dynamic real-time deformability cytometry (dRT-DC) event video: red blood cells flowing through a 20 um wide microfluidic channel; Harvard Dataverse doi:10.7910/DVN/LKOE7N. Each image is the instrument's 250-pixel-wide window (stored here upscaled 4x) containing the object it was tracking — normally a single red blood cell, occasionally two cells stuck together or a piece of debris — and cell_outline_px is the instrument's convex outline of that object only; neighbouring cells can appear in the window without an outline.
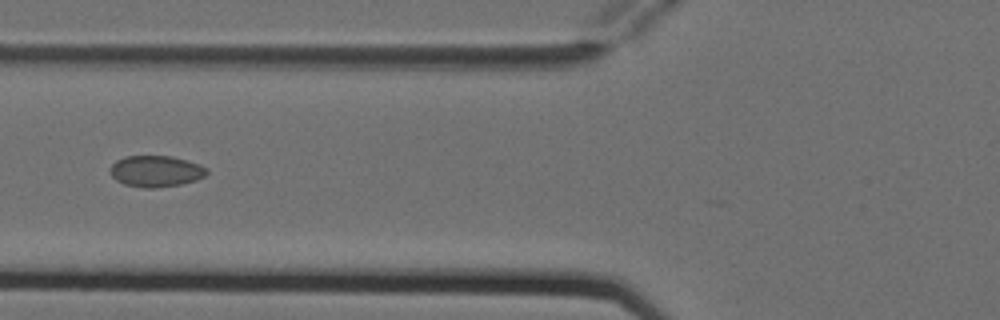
{"species": "Egyptian fruit bat (a non-hibernating species)", "species_latin": "Rousettus aegyptiacus", "temperature_condition": "cold", "stored_images_in_passage": 7, "camera_frame_rate_fps": 3000, "um_per_image_px": 0.085, "animal": {"sex": "female"}, "frame": {"image": 1, "passage_image": 6, "time_ms": 1.667, "image_size_px": [1000, 320], "cell_outline_px": [[208, 172], [204, 176], [196, 180], [180, 184], [156, 188], [144, 188], [124, 184], [116, 180], [112, 176], [112, 164], [116, 160], [124, 156], [172, 156], [200, 164], [208, 168]], "centroid_in_image_um": [13.27, 14.55], "position_along_channel_um": 112.5, "area_um2": 17.57}}
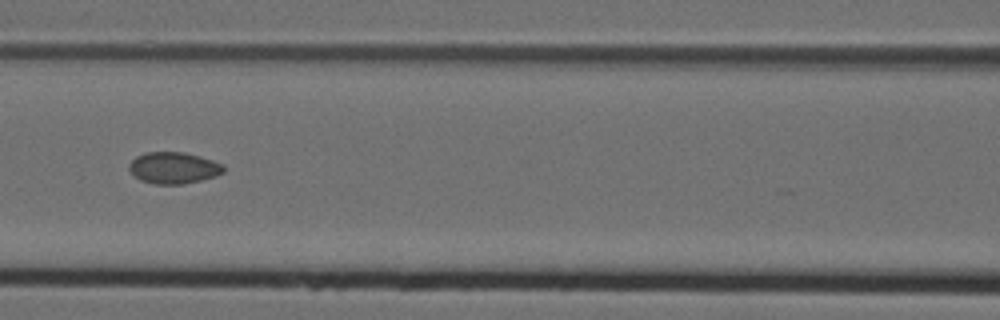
{"frame": {"image": 2, "passage_image": 7, "time_ms": 2.0, "image_size_px": [1000, 320], "cell_outline_px": [[224, 172], [216, 176], [184, 184], [156, 184], [140, 180], [128, 168], [128, 164], [136, 156], [144, 152], [184, 152], [200, 156], [224, 164]], "centroid_in_image_um": [14.76, 14.26], "position_along_channel_um": 151.8, "area_um2": 17.4}}